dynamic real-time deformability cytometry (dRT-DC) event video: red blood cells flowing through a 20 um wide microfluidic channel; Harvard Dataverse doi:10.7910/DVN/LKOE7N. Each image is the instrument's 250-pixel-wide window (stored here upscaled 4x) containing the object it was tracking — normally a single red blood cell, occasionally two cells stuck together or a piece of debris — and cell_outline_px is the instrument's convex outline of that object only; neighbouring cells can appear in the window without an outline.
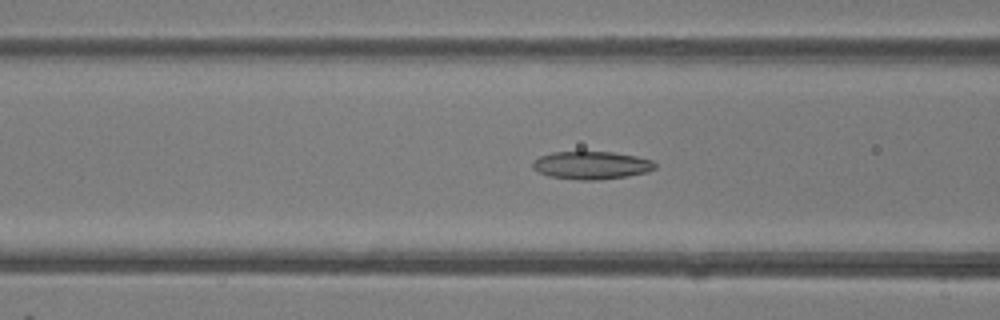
{"species": "common noctule bat (a hibernating species)", "species_latin": "Nyctalus noctula", "temperature_condition": "room temperature", "stored_images_in_passage": 47, "camera_frame_rate_fps": 3000, "um_per_image_px": 0.085, "animal": {"sex": "female"}, "frame": {"image": 1, "passage_image": 18, "time_ms": 5.667, "image_size_px": [1000, 320], "cell_outline_px": [[656, 168], [648, 172], [628, 176], [600, 180], [576, 180], [548, 176], [532, 168], [532, 160], [540, 156], [552, 152], [612, 152], [636, 156], [652, 160], [656, 164]], "centroid_in_image_um": [50.27, 14.05], "position_along_channel_um": 116.3, "area_um2": 20.06}}
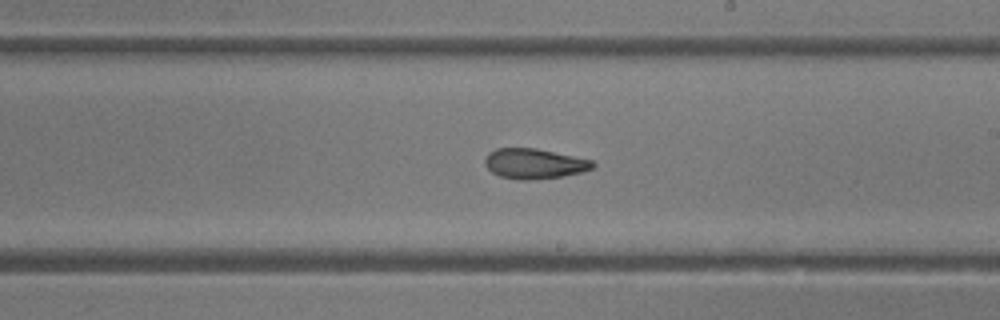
{"frame": {"image": 2, "passage_image": 27, "time_ms": 8.667, "image_size_px": [1000, 320], "cell_outline_px": [[596, 164], [592, 168], [580, 172], [564, 176], [528, 180], [516, 180], [500, 176], [492, 172], [484, 164], [484, 160], [488, 152], [496, 148], [536, 148], [592, 160]], "centroid_in_image_um": [45.38, 13.91], "position_along_channel_um": 243.6, "area_um2": 18.96}}
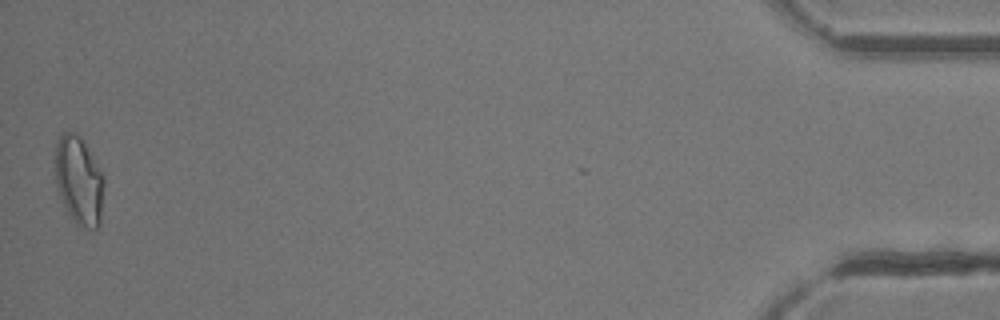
{"frame": {"image": 3, "passage_image": 47, "time_ms": 15.333, "image_size_px": [1000, 320], "cell_outline_px": [[104, 184], [100, 224], [96, 228], [76, 228], [64, 208], [56, 184], [56, 144], [60, 136], [64, 132], [72, 132], [80, 136], [84, 140], [104, 176]], "centroid_in_image_um": [6.72, 15.4], "position_along_channel_um": 428.5, "area_um2": 25.49}, "authors_computed_cell_mechanics": {"area_um2": 20.0566, "velocity_mm_per_s": 4.2345, "shape_relaxation_time_tau1_ms": null, "shape_relaxation_time_tau2_ms": 2.3574, "deformation_change_tau1": null, "deformation_change_tau2": 0.0845}}